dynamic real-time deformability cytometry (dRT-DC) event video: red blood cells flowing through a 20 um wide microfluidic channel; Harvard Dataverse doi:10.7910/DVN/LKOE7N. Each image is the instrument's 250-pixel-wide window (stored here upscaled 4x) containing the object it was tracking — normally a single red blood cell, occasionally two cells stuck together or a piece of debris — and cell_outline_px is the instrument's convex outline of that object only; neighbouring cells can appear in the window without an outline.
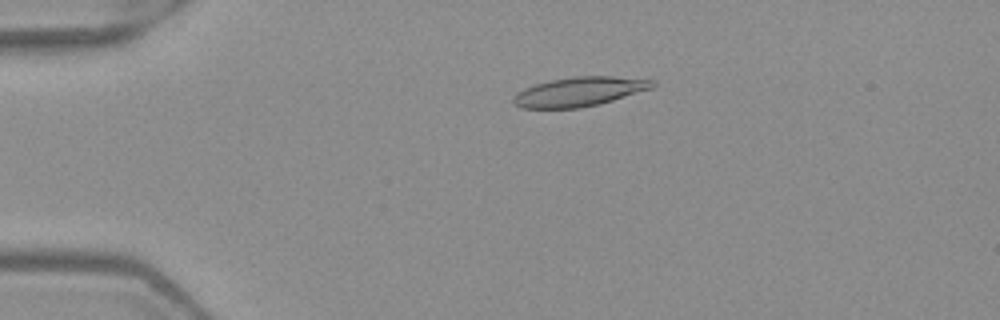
{"species": "Egyptian fruit bat (a non-hibernating species)", "species_latin": "Rousettus aegyptiacus", "temperature_condition": "warm", "stored_images_in_passage": 5, "camera_frame_rate_fps": 3000, "um_per_image_px": 0.085, "frame": {"image": 1, "passage_image": 4, "time_ms": 1.0, "image_size_px": [1000, 320], "cell_outline_px": [[656, 84], [652, 88], [600, 104], [580, 108], [520, 108], [512, 104], [512, 100], [516, 92], [524, 88], [536, 84], [552, 80], [576, 76], [612, 76], [656, 80]], "centroid_in_image_um": [49.23, 7.8], "position_along_channel_um": 35.8, "area_um2": 23.81}}